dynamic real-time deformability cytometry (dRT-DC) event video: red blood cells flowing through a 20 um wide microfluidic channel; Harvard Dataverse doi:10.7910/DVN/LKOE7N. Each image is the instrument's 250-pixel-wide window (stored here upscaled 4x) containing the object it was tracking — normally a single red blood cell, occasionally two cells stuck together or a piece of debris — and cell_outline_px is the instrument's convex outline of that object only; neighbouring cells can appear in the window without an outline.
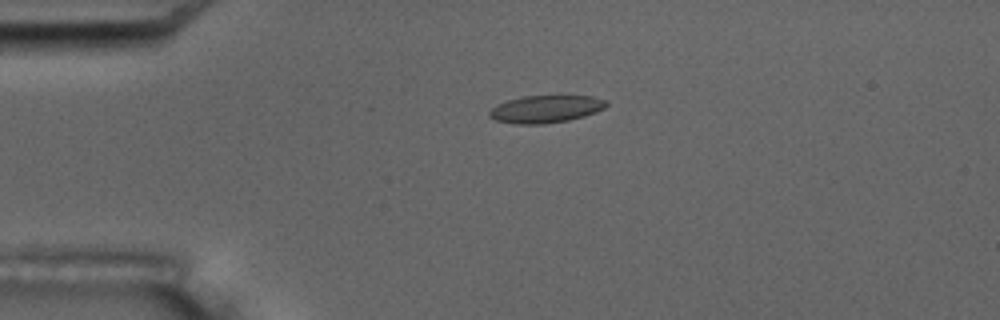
{"species": "common noctule bat (a hibernating species)", "species_latin": "Nyctalus noctula", "temperature_condition": "room temperature", "stored_images_in_passage": 6, "camera_frame_rate_fps": 3000, "um_per_image_px": 0.085, "animal": {"sex": "male", "body_mass_g": 17.5, "forearm_length_mm": 52.3}, "frame": {"image": 1, "passage_image": 5, "time_ms": 4.333, "image_size_px": [1000, 320], "cell_outline_px": [[608, 104], [604, 108], [584, 116], [568, 120], [544, 124], [516, 124], [496, 120], [488, 116], [488, 112], [496, 104], [508, 100], [524, 96], [592, 96], [608, 100]], "centroid_in_image_um": [46.38, 9.27], "position_along_channel_um": 38.6, "area_um2": 18.67}}